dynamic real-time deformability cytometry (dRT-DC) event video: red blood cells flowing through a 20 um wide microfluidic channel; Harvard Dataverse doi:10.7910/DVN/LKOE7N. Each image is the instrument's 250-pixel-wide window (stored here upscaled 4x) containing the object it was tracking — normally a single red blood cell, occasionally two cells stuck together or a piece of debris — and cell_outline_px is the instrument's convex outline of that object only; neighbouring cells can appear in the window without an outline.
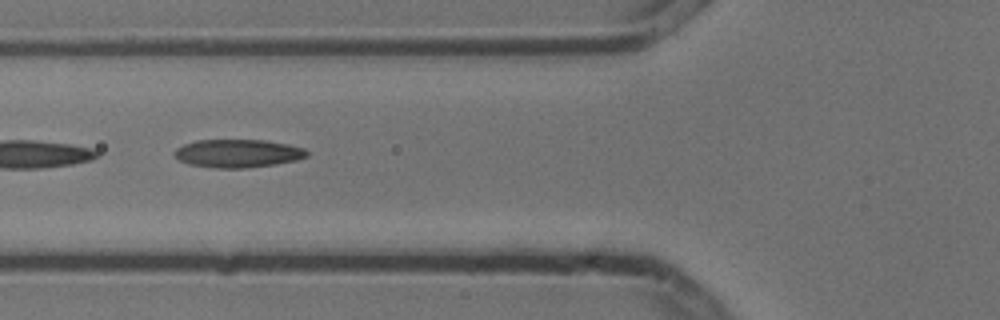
{"species": "common noctule bat (a hibernating species)", "species_latin": "Nyctalus noctula", "temperature_condition": "cold", "stored_images_in_passage": 7, "camera_frame_rate_fps": 3000, "um_per_image_px": 0.085, "animal": {"sex": "male", "body_mass_g": 13.3}, "frame": {"image": 1, "passage_image": 5, "time_ms": 1.333, "image_size_px": [1000, 320], "cell_outline_px": [[308, 156], [296, 160], [276, 164], [244, 168], [216, 168], [188, 164], [180, 160], [172, 152], [176, 148], [184, 144], [196, 140], [264, 140], [288, 144], [304, 148], [308, 152]], "centroid_in_image_um": [20.21, 13.03], "position_along_channel_um": 105.6, "area_um2": 21.73}}